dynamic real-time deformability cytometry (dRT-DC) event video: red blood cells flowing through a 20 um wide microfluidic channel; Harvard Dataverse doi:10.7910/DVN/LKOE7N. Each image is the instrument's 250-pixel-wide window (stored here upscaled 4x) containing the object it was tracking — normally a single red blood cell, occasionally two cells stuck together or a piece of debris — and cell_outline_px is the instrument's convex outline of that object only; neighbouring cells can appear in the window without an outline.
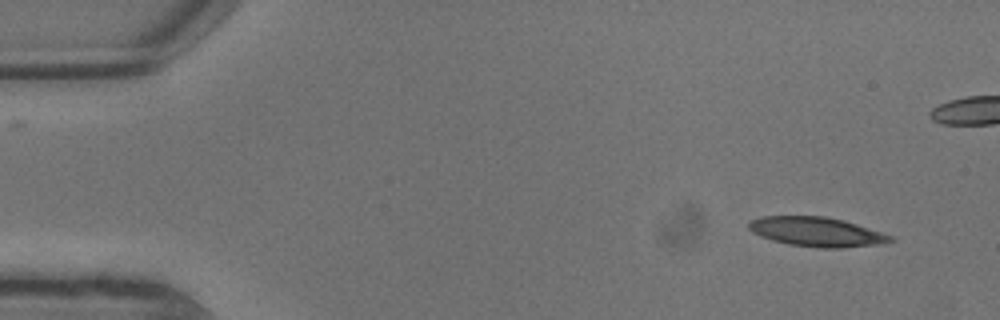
{"species": "common noctule bat (a hibernating species)", "species_latin": "Nyctalus noctula", "temperature_condition": "warm", "stored_images_in_passage": 6, "camera_frame_rate_fps": 3000, "um_per_image_px": 0.085, "animal": {"sex": "male", "body_mass_g": 13.3}, "frame": {"image": 1, "passage_image": 1, "time_ms": 0.0, "image_size_px": [1000, 320], "cell_outline_px": [[896, 240], [880, 244], [844, 248], [820, 248], [788, 244], [772, 240], [760, 236], [752, 232], [748, 228], [748, 224], [752, 220], [760, 216], [824, 216], [844, 220], [892, 236]], "centroid_in_image_um": [69.4, 19.71], "position_along_channel_um": 15.6, "area_um2": 24.28}}